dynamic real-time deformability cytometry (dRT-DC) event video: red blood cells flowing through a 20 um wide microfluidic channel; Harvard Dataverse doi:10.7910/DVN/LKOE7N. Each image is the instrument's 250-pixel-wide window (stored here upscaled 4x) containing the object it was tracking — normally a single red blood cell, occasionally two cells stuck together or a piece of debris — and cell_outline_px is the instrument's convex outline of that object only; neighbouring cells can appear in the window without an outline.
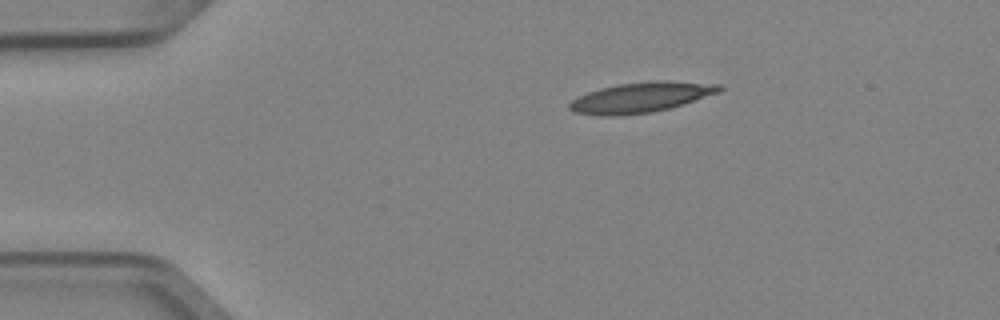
{"species": "Egyptian fruit bat (a non-hibernating species)", "species_latin": "Rousettus aegyptiacus", "temperature_condition": "cold", "stored_images_in_passage": 2, "camera_frame_rate_fps": 3000, "um_per_image_px": 0.085, "animal": {"sex": "female"}, "frame": {"image": 1, "passage_image": 1, "time_ms": 0.0, "image_size_px": [1000, 320], "cell_outline_px": [[724, 88], [720, 92], [668, 108], [652, 112], [620, 116], [600, 116], [572, 112], [568, 108], [568, 104], [572, 100], [588, 92], [600, 88], [620, 84], [656, 80], [668, 80], [724, 84]], "centroid_in_image_um": [54.49, 8.27], "position_along_channel_um": 30.5, "area_um2": 26.53}}